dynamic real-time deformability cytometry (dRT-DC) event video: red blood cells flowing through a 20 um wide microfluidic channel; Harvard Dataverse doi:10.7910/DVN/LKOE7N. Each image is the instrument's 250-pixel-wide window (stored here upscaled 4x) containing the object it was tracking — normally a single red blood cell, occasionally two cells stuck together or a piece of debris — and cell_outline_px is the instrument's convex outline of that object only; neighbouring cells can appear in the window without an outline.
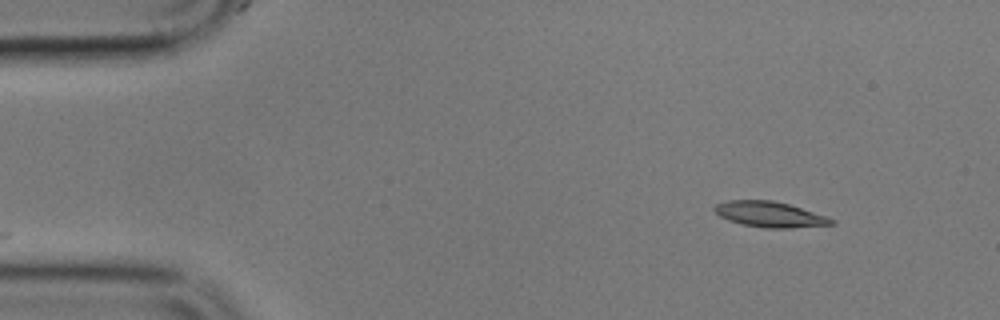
{"species": "common noctule bat (a hibernating species)", "species_latin": "Nyctalus noctula", "temperature_condition": "cold", "stored_images_in_passage": 2, "camera_frame_rate_fps": 3000, "um_per_image_px": 0.085, "animal": {"sex": "male", "body_mass_g": 17.9}, "frame": {"image": 1, "passage_image": 2, "time_ms": 1.333, "image_size_px": [1000, 320], "cell_outline_px": [[836, 224], [792, 228], [764, 228], [744, 224], [728, 220], [720, 216], [712, 208], [716, 204], [728, 200], [772, 200], [788, 204], [836, 220]], "centroid_in_image_um": [65.42, 18.22], "position_along_channel_um": 19.6, "area_um2": 17.22}}